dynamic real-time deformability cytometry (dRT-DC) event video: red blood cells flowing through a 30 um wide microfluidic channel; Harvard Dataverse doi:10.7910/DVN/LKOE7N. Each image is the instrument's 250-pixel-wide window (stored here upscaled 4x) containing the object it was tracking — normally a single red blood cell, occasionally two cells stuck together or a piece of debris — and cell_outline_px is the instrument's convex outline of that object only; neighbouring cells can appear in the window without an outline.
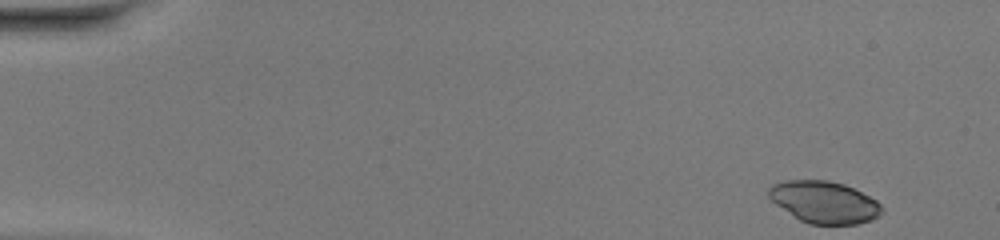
{"species": "common noctule bat (a hibernating species)", "species_latin": "Nyctalus noctula", "temperature_condition": "warm", "stored_images_in_passage": 47, "camera_frame_rate_fps": 3000, "um_per_image_px": 0.085, "animal": {"sex": "female", "body_mass_g": 20.0, "forearm_length_mm": 54.0}, "frame": {"image": 1, "passage_image": 1, "time_ms": 0.0, "image_size_px": [1000, 240], "cell_outline_px": [[884, 212], [880, 216], [872, 220], [856, 224], [808, 224], [800, 220], [776, 204], [768, 196], [768, 188], [772, 184], [784, 180], [828, 180], [844, 184], [876, 200], [884, 208]], "centroid_in_image_um": [70.07, 17.18], "position_along_channel_um": 14.9, "area_um2": 27.69}}